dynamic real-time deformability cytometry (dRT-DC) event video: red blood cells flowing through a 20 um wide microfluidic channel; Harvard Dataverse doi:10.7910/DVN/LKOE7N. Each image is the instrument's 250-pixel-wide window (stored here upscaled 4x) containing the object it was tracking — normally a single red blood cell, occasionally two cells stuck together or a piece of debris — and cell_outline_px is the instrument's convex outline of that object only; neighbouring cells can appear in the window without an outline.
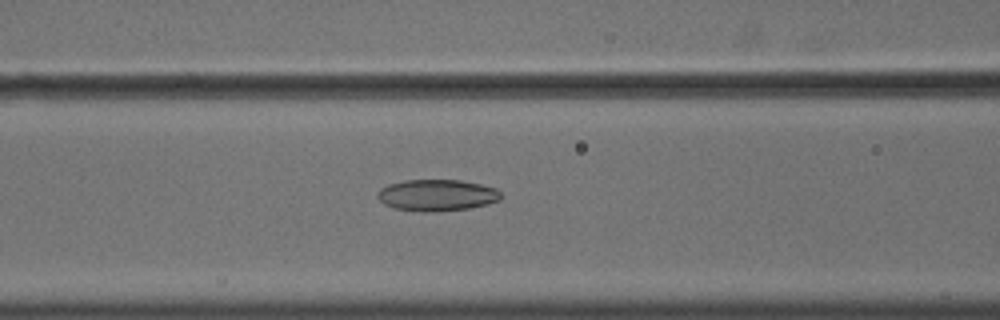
{"species": "common noctule bat (a hibernating species)", "species_latin": "Nyctalus noctula", "temperature_condition": "cold", "stored_images_in_passage": 57, "camera_frame_rate_fps": 3000, "um_per_image_px": 0.085, "animal": {"sex": "male", "body_mass_g": 18.8}, "frame": {"image": 1, "passage_image": 25, "time_ms": 8.0, "image_size_px": [1000, 320], "cell_outline_px": [[500, 200], [488, 204], [468, 208], [432, 212], [424, 212], [396, 208], [384, 204], [376, 196], [376, 192], [380, 188], [388, 184], [404, 180], [460, 180], [480, 184], [496, 188], [500, 192]], "centroid_in_image_um": [37.11, 16.58], "position_along_channel_um": 129.5, "area_um2": 22.66}}
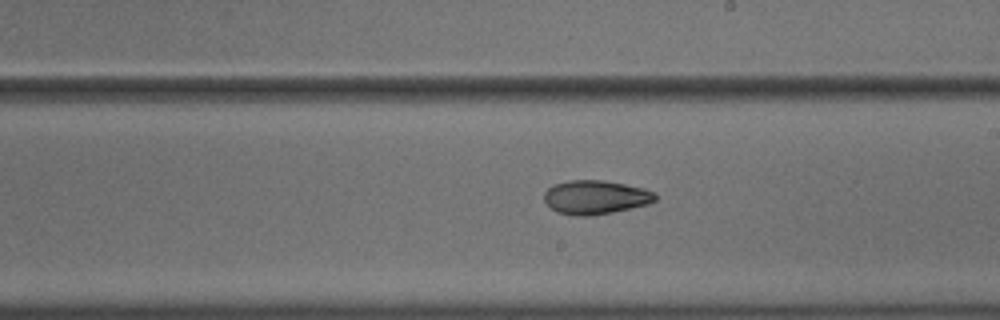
{"frame": {"image": 2, "passage_image": 34, "time_ms": 11.0, "image_size_px": [1000, 320], "cell_outline_px": [[656, 200], [648, 204], [612, 212], [592, 216], [572, 216], [556, 212], [544, 200], [544, 192], [552, 184], [572, 180], [604, 180], [644, 188], [656, 192]], "centroid_in_image_um": [50.61, 16.77], "position_along_channel_um": 238.4, "area_um2": 22.08}}
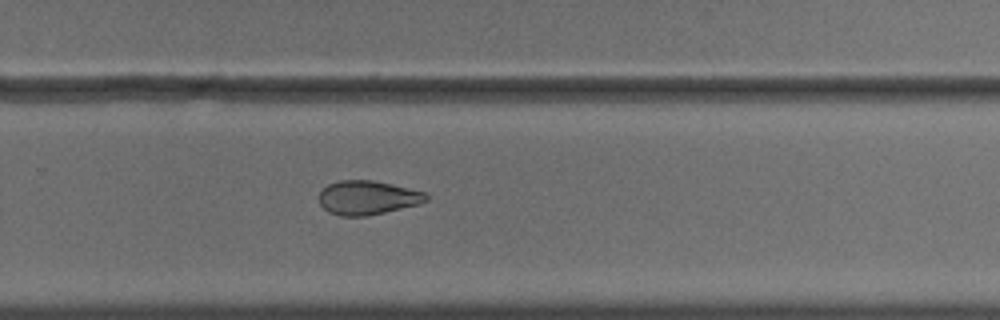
{"frame": {"image": 3, "passage_image": 39, "time_ms": 12.667, "image_size_px": [1000, 320], "cell_outline_px": [[428, 200], [420, 204], [368, 216], [340, 216], [328, 212], [320, 204], [320, 192], [328, 184], [340, 180], [372, 180], [392, 184], [424, 192], [428, 196]], "centroid_in_image_um": [31.25, 16.81], "position_along_channel_um": 298.6, "area_um2": 21.21}, "authors_computed_cell_mechanics": {"area_um2": 24.5072, "velocity_mm_per_s": 3.6247, "shape_relaxation_time_tau1_ms": 7.0701, "shape_relaxation_time_tau2_ms": 4.5867, "deformation_change_tau1": 0.1509, "deformation_change_tau2": 0.1042}}